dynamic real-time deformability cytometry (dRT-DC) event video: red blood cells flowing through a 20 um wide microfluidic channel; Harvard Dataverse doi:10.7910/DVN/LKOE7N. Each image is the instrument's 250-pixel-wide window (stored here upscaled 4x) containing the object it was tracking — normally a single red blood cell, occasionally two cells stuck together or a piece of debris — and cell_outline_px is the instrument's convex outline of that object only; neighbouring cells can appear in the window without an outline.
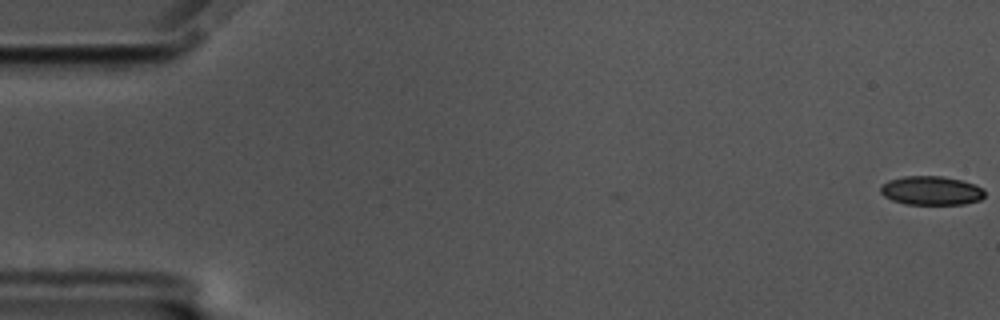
{"species": "common noctule bat (a hibernating species)", "species_latin": "Nyctalus noctula", "temperature_condition": "cold", "stored_images_in_passage": 14, "camera_frame_rate_fps": 3000, "um_per_image_px": 0.085, "animal": {"sex": "male", "body_mass_g": 17.5, "forearm_length_mm": 52.3}, "frame": {"image": 1, "passage_image": 1, "time_ms": 0.0, "image_size_px": [1000, 320], "cell_outline_px": [[984, 196], [980, 200], [964, 204], [904, 204], [892, 200], [884, 196], [880, 192], [880, 184], [888, 180], [904, 176], [940, 176], [960, 180], [976, 184], [984, 188]], "centroid_in_image_um": [79.14, 16.2], "position_along_channel_um": 5.9, "area_um2": 17.69}}